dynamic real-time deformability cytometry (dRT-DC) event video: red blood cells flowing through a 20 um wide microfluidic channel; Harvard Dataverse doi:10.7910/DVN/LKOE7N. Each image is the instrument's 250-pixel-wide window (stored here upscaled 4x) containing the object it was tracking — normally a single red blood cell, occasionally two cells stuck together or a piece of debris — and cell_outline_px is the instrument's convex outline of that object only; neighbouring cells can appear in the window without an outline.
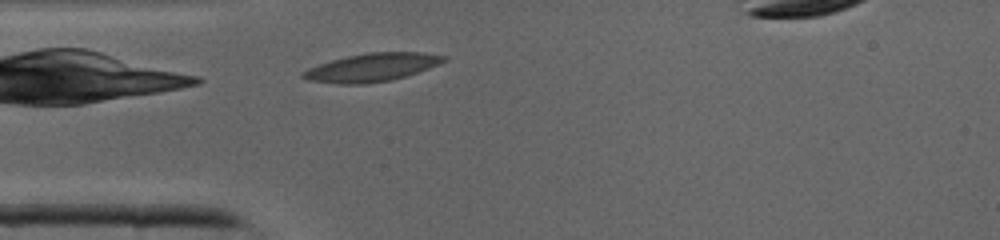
{"species": "common noctule bat (a hibernating species)", "species_latin": "Nyctalus noctula", "temperature_condition": "cold", "stored_images_in_passage": 25, "camera_frame_rate_fps": 3000, "um_per_image_px": 0.085, "animal": {"sex": "male", "body_mass_g": 19.0, "forearm_length_mm": 50.8}, "frame": {"image": 1, "passage_image": 1, "time_ms": 0.0, "image_size_px": [1000, 240], "cell_outline_px": [[448, 60], [428, 68], [404, 76], [388, 80], [364, 84], [336, 84], [308, 80], [300, 76], [300, 72], [308, 68], [332, 60], [348, 56], [368, 52], [424, 52], [448, 56]], "centroid_in_image_um": [31.6, 5.72], "position_along_channel_um": 53.4, "area_um2": 23.0}}
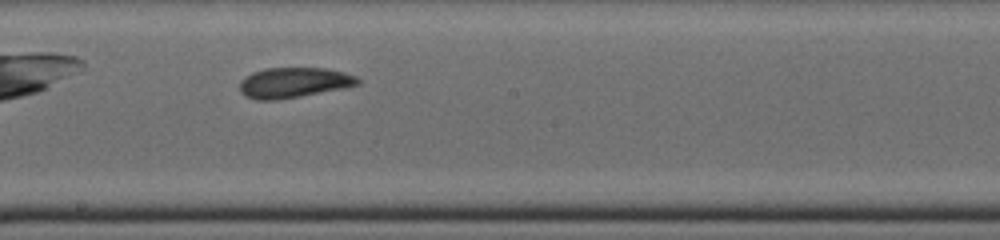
{"frame": {"image": 2, "passage_image": 12, "time_ms": 3.667, "image_size_px": [1000, 240], "cell_outline_px": [[360, 84], [344, 88], [280, 100], [256, 100], [244, 96], [240, 92], [240, 80], [244, 76], [252, 72], [264, 68], [324, 68], [344, 72], [356, 76], [360, 80]], "centroid_in_image_um": [24.94, 7.03], "position_along_channel_um": 223.3, "area_um2": 21.1}}
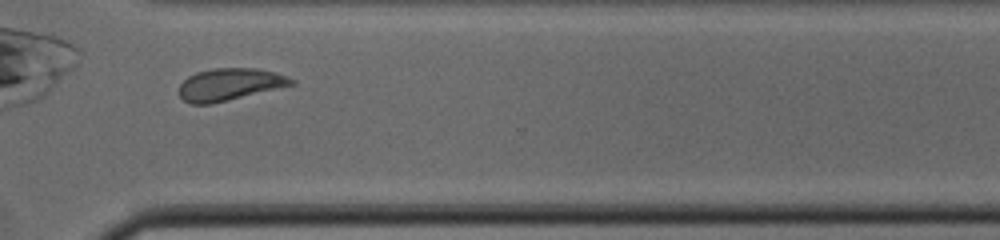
{"frame": {"image": 3, "passage_image": 20, "time_ms": 6.333, "image_size_px": [1000, 240], "cell_outline_px": [[296, 84], [212, 104], [188, 104], [180, 96], [180, 84], [188, 76], [196, 72], [212, 68], [256, 68], [276, 72], [288, 76], [296, 80]], "centroid_in_image_um": [19.55, 7.17], "position_along_channel_um": 351.1, "area_um2": 21.21}}